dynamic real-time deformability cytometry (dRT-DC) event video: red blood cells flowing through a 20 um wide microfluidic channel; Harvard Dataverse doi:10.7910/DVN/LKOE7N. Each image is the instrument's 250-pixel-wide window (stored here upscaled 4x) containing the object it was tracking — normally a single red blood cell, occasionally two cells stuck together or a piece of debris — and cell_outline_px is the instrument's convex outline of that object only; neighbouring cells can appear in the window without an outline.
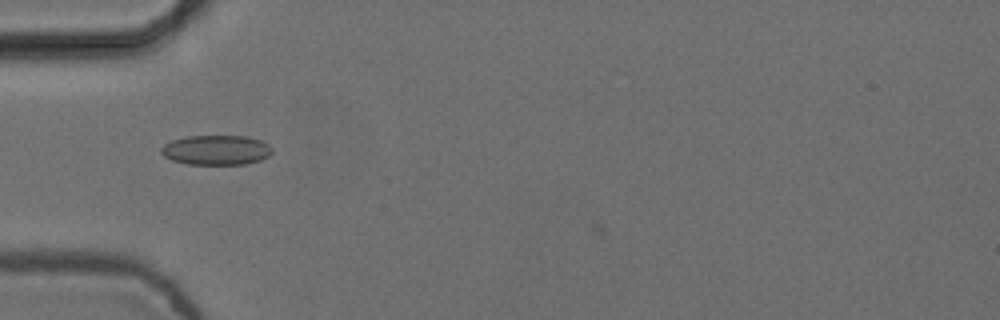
{"species": "common noctule bat (a hibernating species)", "species_latin": "Nyctalus noctula", "temperature_condition": "cold", "stored_images_in_passage": 8, "camera_frame_rate_fps": 3000, "um_per_image_px": 0.085, "animal": {"sex": "female", "body_mass_g": 24.6, "forearm_length_mm": 56.2}, "frame": {"image": 1, "passage_image": 4, "time_ms": 1.0, "image_size_px": [1000, 320], "cell_outline_px": [[272, 152], [268, 156], [260, 160], [244, 164], [188, 164], [172, 160], [164, 156], [160, 152], [160, 148], [164, 144], [172, 140], [188, 136], [244, 136], [260, 140], [268, 144], [272, 148]], "centroid_in_image_um": [18.36, 12.75], "position_along_channel_um": 66.6, "area_um2": 19.19}}
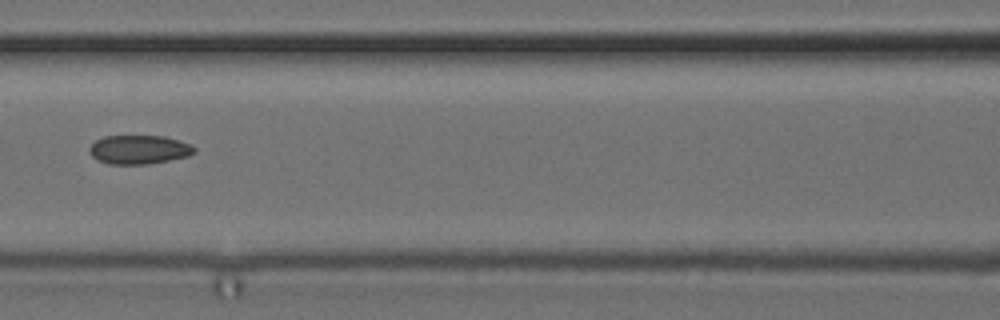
{"frame": {"image": 2, "passage_image": 6, "time_ms": 1.667, "image_size_px": [1000, 320], "cell_outline_px": [[196, 152], [188, 156], [148, 164], [108, 164], [96, 160], [88, 152], [88, 148], [96, 140], [104, 136], [164, 136], [192, 144], [196, 148]], "centroid_in_image_um": [11.8, 12.72], "position_along_channel_um": 154.8, "area_um2": 17.8}}
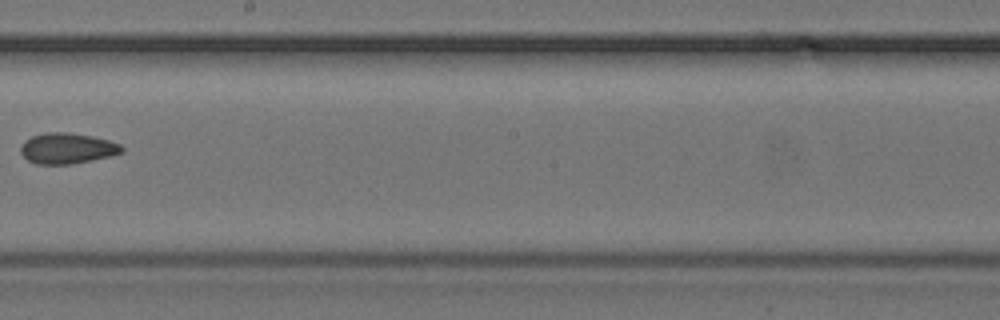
{"frame": {"image": 3, "passage_image": 8, "time_ms": 2.333, "image_size_px": [1000, 320], "cell_outline_px": [[124, 152], [92, 160], [72, 164], [36, 164], [28, 160], [20, 152], [20, 148], [24, 140], [32, 136], [48, 132], [68, 132], [92, 136], [108, 140], [120, 144], [124, 148]], "centroid_in_image_um": [5.7, 12.61], "position_along_channel_um": 242.5, "area_um2": 18.09}}